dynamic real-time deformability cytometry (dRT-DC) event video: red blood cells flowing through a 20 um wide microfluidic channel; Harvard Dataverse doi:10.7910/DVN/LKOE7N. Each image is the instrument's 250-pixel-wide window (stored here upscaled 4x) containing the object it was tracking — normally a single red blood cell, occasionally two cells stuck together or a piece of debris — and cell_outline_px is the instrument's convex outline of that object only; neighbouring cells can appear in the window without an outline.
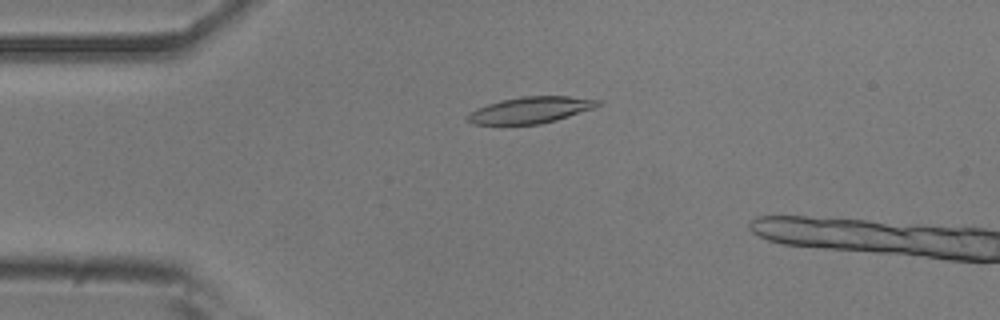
{"species": "common noctule bat (a hibernating species)", "species_latin": "Nyctalus noctula", "temperature_condition": "room temperature", "stored_images_in_passage": 8, "camera_frame_rate_fps": 3000, "um_per_image_px": 0.085, "animal": {"sex": "male", "body_mass_g": 20.5, "forearm_length_mm": 52.5}, "frame": {"image": 1, "passage_image": 4, "time_ms": 1.0, "image_size_px": [1000, 320], "cell_outline_px": [[600, 104], [592, 108], [556, 120], [540, 124], [472, 124], [464, 116], [468, 112], [476, 108], [500, 100], [520, 96], [568, 96], [600, 100]], "centroid_in_image_um": [45.02, 9.34], "position_along_channel_um": 40.0, "area_um2": 19.94}}